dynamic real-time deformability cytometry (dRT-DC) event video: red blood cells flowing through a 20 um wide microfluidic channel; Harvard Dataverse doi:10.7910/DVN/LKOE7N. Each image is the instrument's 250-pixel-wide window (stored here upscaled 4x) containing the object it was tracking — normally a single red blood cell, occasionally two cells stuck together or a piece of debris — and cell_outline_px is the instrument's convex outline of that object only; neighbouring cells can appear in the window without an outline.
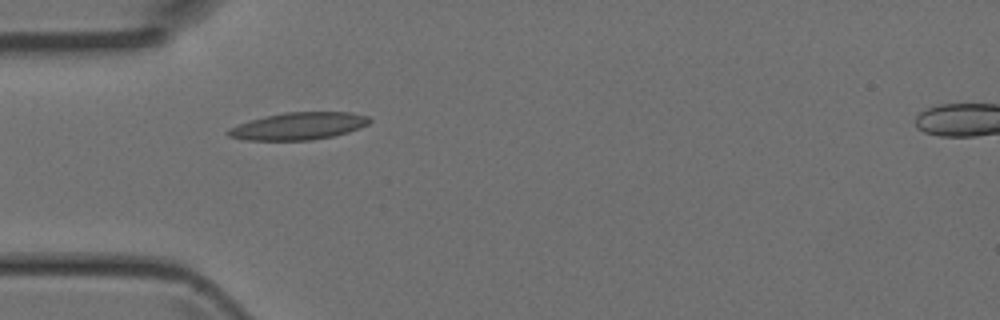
{"species": "Egyptian fruit bat (a non-hibernating species)", "species_latin": "Rousettus aegyptiacus", "temperature_condition": "room temperature", "stored_images_in_passage": 3, "camera_frame_rate_fps": 3000, "um_per_image_px": 0.085, "animal": {"sex": "female"}, "frame": {"image": 1, "passage_image": 1, "time_ms": 0.0, "image_size_px": [1000, 320], "cell_outline_px": [[372, 120], [368, 124], [360, 128], [348, 132], [332, 136], [312, 140], [248, 140], [228, 136], [224, 132], [228, 128], [252, 120], [284, 112], [348, 112], [368, 116]], "centroid_in_image_um": [25.39, 10.72], "position_along_channel_um": 59.6, "area_um2": 22.31}}
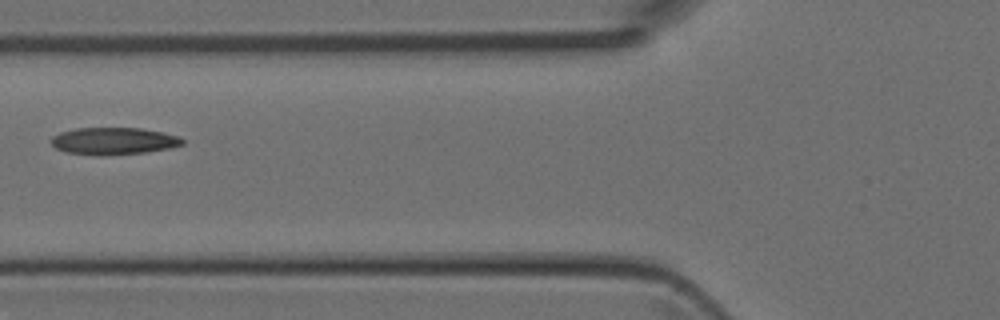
{"frame": {"image": 2, "passage_image": 2, "time_ms": 0.333, "image_size_px": [1000, 320], "cell_outline_px": [[184, 144], [172, 148], [144, 152], [68, 152], [56, 148], [48, 140], [52, 136], [60, 132], [76, 128], [140, 128], [160, 132], [176, 136], [184, 140]], "centroid_in_image_um": [9.67, 11.93], "position_along_channel_um": 116.1, "area_um2": 19.59}}
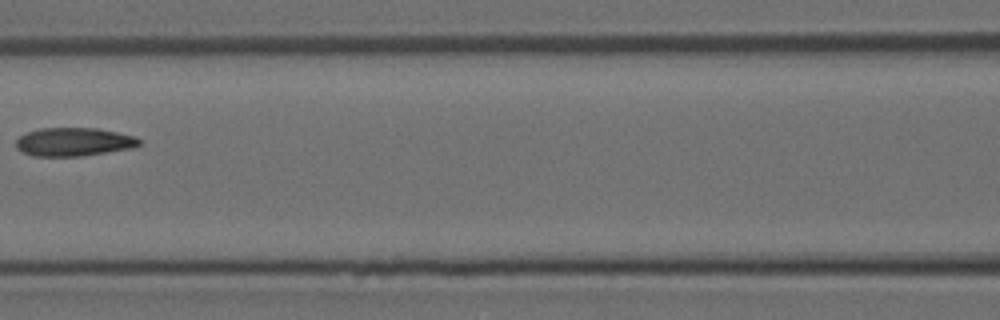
{"frame": {"image": 3, "passage_image": 3, "time_ms": 0.667, "image_size_px": [1000, 320], "cell_outline_px": [[140, 144], [132, 148], [80, 156], [32, 156], [20, 152], [16, 148], [16, 140], [20, 136], [28, 132], [40, 128], [96, 128], [136, 136], [140, 140]], "centroid_in_image_um": [6.24, 12.06], "position_along_channel_um": 160.4, "area_um2": 20.4}}